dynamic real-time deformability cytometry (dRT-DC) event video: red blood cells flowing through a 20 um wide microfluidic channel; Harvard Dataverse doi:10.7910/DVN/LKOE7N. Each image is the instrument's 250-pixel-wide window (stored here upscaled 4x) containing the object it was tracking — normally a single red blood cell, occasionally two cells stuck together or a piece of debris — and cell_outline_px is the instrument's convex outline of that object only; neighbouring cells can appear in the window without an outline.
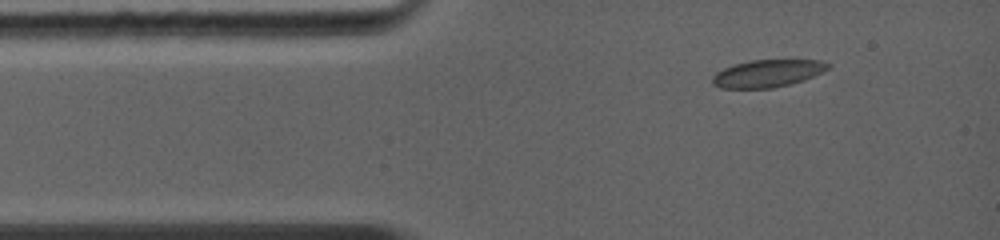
{"species": "common noctule bat (a hibernating species)", "species_latin": "Nyctalus noctula", "temperature_condition": "warm", "stored_images_in_passage": 55, "camera_frame_rate_fps": 5000, "um_per_image_px": 0.085, "animal": {"sex": "female", "body_mass_g": 19.0, "forearm_length_mm": 56.7}, "frame": {"image": 1, "passage_image": 1, "time_ms": 0.0, "image_size_px": [1000, 240], "cell_outline_px": [[832, 64], [828, 68], [804, 80], [772, 88], [720, 88], [712, 84], [712, 76], [716, 72], [732, 64], [748, 60], [820, 60]], "centroid_in_image_um": [65.19, 6.23], "position_along_channel_um": 19.8, "area_um2": 18.44}}
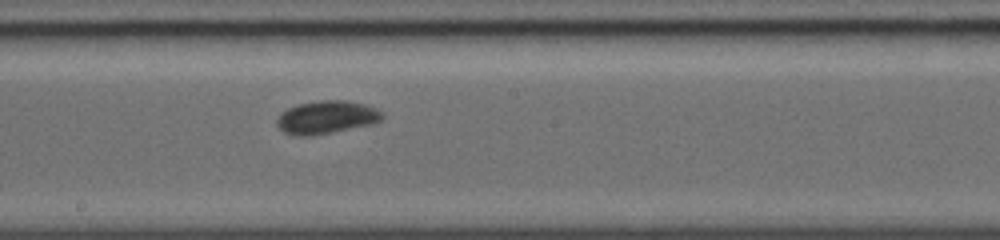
{"frame": {"image": 2, "passage_image": 30, "time_ms": 5.4, "image_size_px": [1000, 240], "cell_outline_px": [[384, 116], [380, 120], [372, 124], [332, 132], [308, 136], [296, 136], [284, 132], [276, 124], [276, 120], [288, 108], [300, 104], [320, 100], [348, 100], [368, 104], [384, 112]], "centroid_in_image_um": [27.81, 9.96], "position_along_channel_um": 220.4, "area_um2": 20.23}}
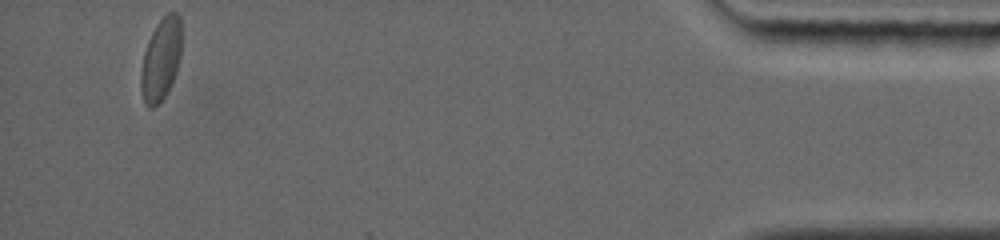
{"frame": {"image": 3, "passage_image": 55, "time_ms": 12.2, "image_size_px": [1000, 240], "cell_outline_px": [[180, 60], [176, 72], [164, 96], [152, 108], [148, 108], [144, 104], [140, 88], [140, 72], [144, 52], [148, 40], [156, 24], [168, 12], [176, 12], [180, 16]], "centroid_in_image_um": [13.65, 5.04], "position_along_channel_um": 421.6, "area_um2": 19.36}}